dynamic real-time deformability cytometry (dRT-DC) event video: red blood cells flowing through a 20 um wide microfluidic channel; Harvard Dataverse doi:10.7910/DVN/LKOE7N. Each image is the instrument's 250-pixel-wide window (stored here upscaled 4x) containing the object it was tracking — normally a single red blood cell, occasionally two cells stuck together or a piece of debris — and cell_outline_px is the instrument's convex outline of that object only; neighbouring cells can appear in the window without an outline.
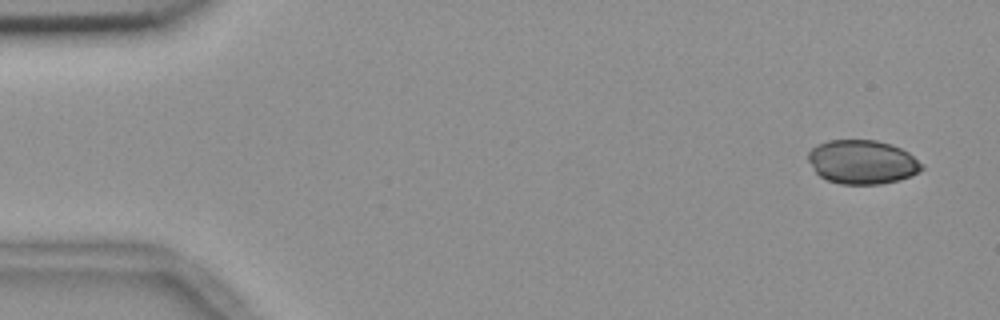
{"species": "common noctule bat (a hibernating species)", "species_latin": "Nyctalus noctula", "temperature_condition": "room temperature", "stored_images_in_passage": 3, "camera_frame_rate_fps": 3000, "um_per_image_px": 0.085, "animal": {"sex": "female", "body_mass_g": 18.4}, "frame": {"image": 1, "passage_image": 1, "time_ms": 0.0, "image_size_px": [1000, 320], "cell_outline_px": [[924, 168], [912, 176], [900, 180], [880, 184], [840, 184], [828, 180], [820, 176], [816, 172], [808, 160], [808, 152], [816, 144], [828, 140], [876, 140], [892, 144], [908, 152], [924, 164]], "centroid_in_image_um": [73.31, 13.77], "position_along_channel_um": 11.7, "area_um2": 29.3}}